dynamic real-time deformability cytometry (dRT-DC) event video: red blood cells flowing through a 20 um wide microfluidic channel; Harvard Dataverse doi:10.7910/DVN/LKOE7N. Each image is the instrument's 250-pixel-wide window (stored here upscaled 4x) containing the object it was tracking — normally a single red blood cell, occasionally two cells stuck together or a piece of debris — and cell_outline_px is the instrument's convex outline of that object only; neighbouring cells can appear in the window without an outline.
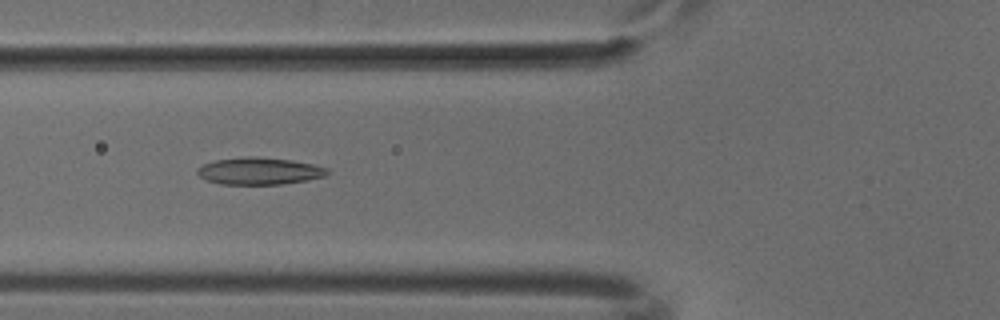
{"species": "common noctule bat (a hibernating species)", "species_latin": "Nyctalus noctula", "temperature_condition": "cold", "stored_images_in_passage": 51, "camera_frame_rate_fps": 3000, "um_per_image_px": 0.085, "animal": {"sex": "male", "body_mass_g": 18.8}, "frame": {"image": 1, "passage_image": 19, "time_ms": 6.0, "image_size_px": [1000, 320], "cell_outline_px": [[328, 172], [324, 176], [308, 180], [280, 184], [220, 184], [204, 180], [196, 172], [196, 168], [204, 164], [216, 160], [248, 156], [252, 156], [292, 160], [312, 164], [328, 168]], "centroid_in_image_um": [22.01, 14.54], "position_along_channel_um": 103.8, "area_um2": 20.46}}
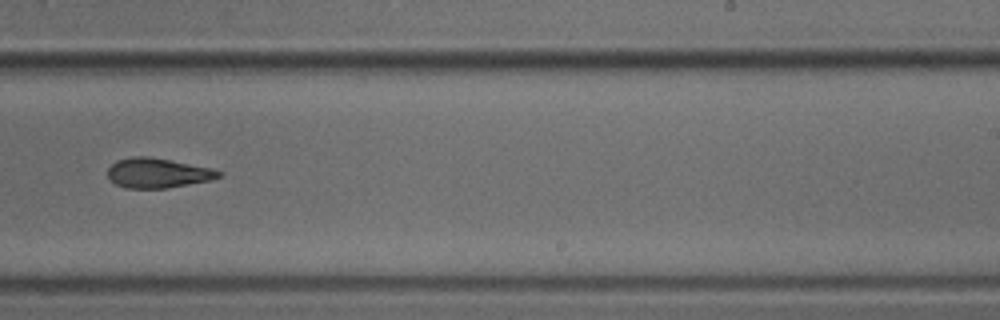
{"frame": {"image": 2, "passage_image": 32, "time_ms": 10.333, "image_size_px": [1000, 320], "cell_outline_px": [[224, 172], [220, 176], [212, 180], [168, 188], [124, 188], [108, 180], [108, 168], [116, 160], [132, 156], [148, 156], [212, 168]], "centroid_in_image_um": [13.39, 14.71], "position_along_channel_um": 275.6, "area_um2": 19.42}}
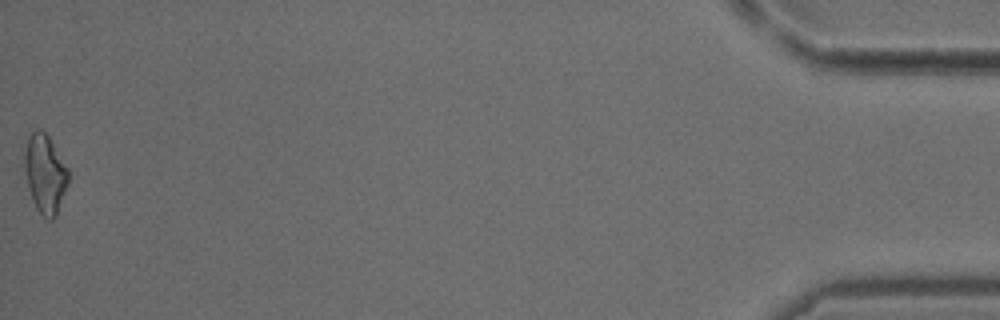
{"frame": {"image": 3, "passage_image": 51, "time_ms": 16.667, "image_size_px": [1000, 320], "cell_outline_px": [[68, 184], [56, 216], [52, 220], [48, 220], [36, 208], [32, 200], [28, 188], [24, 172], [24, 152], [28, 136], [36, 128], [40, 128], [48, 136], [68, 168]], "centroid_in_image_um": [3.81, 14.76], "position_along_channel_um": 431.4, "area_um2": 20.17}}